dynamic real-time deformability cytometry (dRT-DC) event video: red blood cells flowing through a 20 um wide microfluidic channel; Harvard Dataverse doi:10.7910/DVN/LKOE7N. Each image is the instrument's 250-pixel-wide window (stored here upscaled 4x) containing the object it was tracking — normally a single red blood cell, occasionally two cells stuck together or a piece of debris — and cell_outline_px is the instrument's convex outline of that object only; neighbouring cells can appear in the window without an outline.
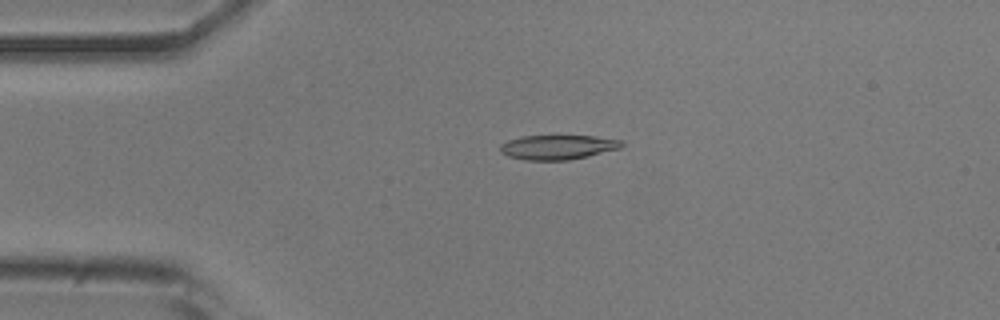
{"species": "common noctule bat (a hibernating species)", "species_latin": "Nyctalus noctula", "temperature_condition": "room temperature", "stored_images_in_passage": 51, "camera_frame_rate_fps": 3000, "um_per_image_px": 0.085, "animal": {"sex": "male", "body_mass_g": 20.5, "forearm_length_mm": 52.5}, "frame": {"image": 1, "passage_image": 11, "time_ms": 3.333, "image_size_px": [1000, 320], "cell_outline_px": [[624, 144], [620, 148], [588, 156], [568, 160], [524, 160], [508, 156], [500, 152], [500, 144], [508, 140], [524, 136], [596, 136], [624, 140]], "centroid_in_image_um": [47.42, 12.51], "position_along_channel_um": 37.6, "area_um2": 17.4}}
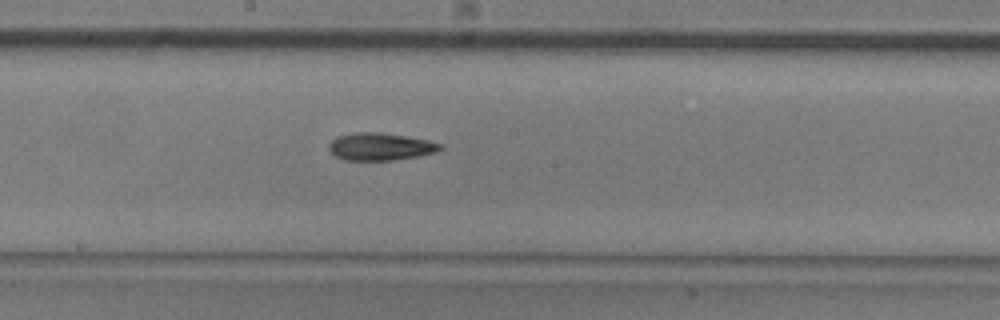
{"frame": {"image": 2, "passage_image": 27, "time_ms": 8.667, "image_size_px": [1000, 320], "cell_outline_px": [[444, 148], [436, 152], [420, 156], [392, 160], [344, 160], [336, 156], [328, 148], [328, 144], [336, 136], [356, 132], [380, 132], [428, 140], [444, 144]], "centroid_in_image_um": [32.35, 12.46], "position_along_channel_um": 215.9, "area_um2": 17.92}}
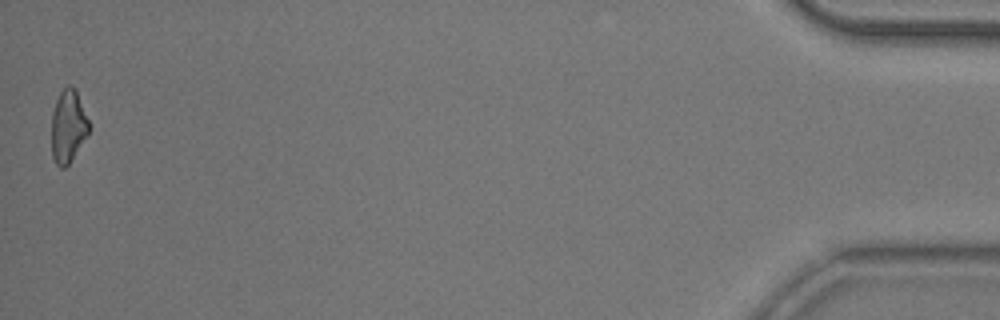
{"frame": {"image": 3, "passage_image": 51, "time_ms": 16.667, "image_size_px": [1000, 320], "cell_outline_px": [[92, 128], [68, 164], [64, 168], [60, 168], [56, 164], [52, 156], [52, 112], [56, 100], [60, 92], [68, 84], [72, 84], [76, 88]], "centroid_in_image_um": [5.81, 10.69], "position_along_channel_um": 429.4, "area_um2": 16.07}, "authors_computed_cell_mechanics": {"area_um2": 17.34, "velocity_mm_per_s": 3.8719, "shape_relaxation_time_tau1_ms": 4.2141, "shape_relaxation_time_tau2_ms": 10.9824, "deformation_change_tau1": 0.1434, "deformation_change_tau2": 0.2258}}